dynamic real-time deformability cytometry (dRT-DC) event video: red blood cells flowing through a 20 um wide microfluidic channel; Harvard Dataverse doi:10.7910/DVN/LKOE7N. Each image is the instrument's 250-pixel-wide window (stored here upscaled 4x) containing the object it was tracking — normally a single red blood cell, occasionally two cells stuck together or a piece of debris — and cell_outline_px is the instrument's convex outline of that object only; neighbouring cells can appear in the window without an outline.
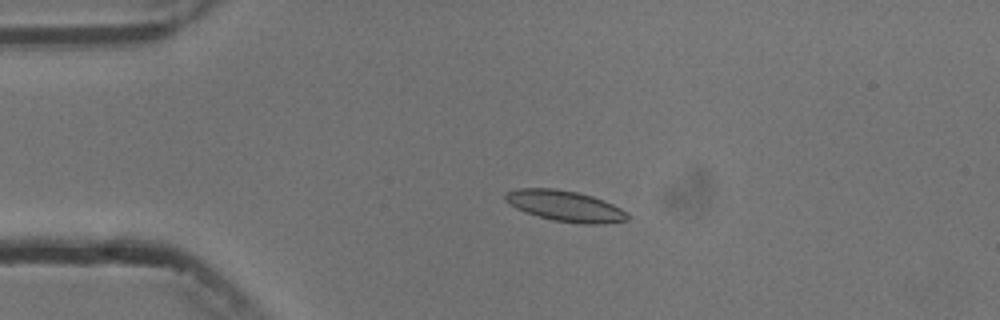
{"species": "common noctule bat (a hibernating species)", "species_latin": "Nyctalus noctula", "temperature_condition": "cold", "stored_images_in_passage": 6, "camera_frame_rate_fps": 3000, "um_per_image_px": 0.085, "animal": {"sex": "male", "body_mass_g": 13.3}, "frame": {"image": 1, "passage_image": 4, "time_ms": 3.667, "image_size_px": [1000, 320], "cell_outline_px": [[628, 220], [604, 224], [580, 224], [552, 220], [524, 212], [508, 204], [504, 200], [504, 192], [516, 188], [556, 188], [576, 192], [592, 196], [604, 200], [628, 212]], "centroid_in_image_um": [48.0, 17.51], "position_along_channel_um": 37.0, "area_um2": 22.25}}
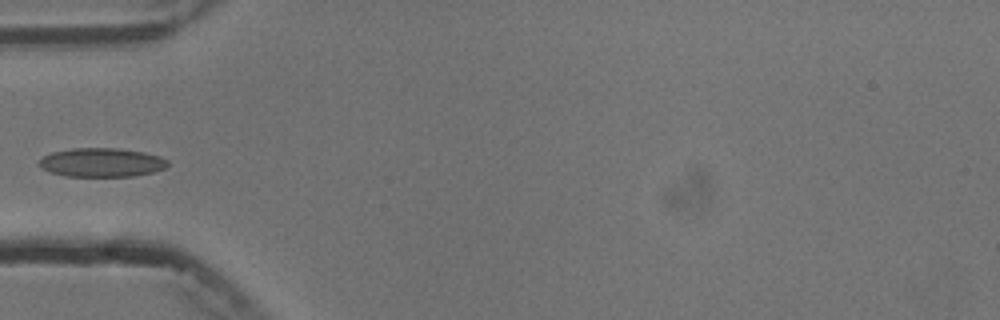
{"frame": {"image": 2, "passage_image": 6, "time_ms": 5.667, "image_size_px": [1000, 320], "cell_outline_px": [[168, 168], [152, 172], [132, 176], [64, 176], [48, 172], [40, 168], [36, 164], [44, 156], [52, 152], [72, 148], [116, 148], [144, 152], [160, 156], [168, 160]], "centroid_in_image_um": [8.62, 13.81], "position_along_channel_um": 76.4, "area_um2": 21.85}}